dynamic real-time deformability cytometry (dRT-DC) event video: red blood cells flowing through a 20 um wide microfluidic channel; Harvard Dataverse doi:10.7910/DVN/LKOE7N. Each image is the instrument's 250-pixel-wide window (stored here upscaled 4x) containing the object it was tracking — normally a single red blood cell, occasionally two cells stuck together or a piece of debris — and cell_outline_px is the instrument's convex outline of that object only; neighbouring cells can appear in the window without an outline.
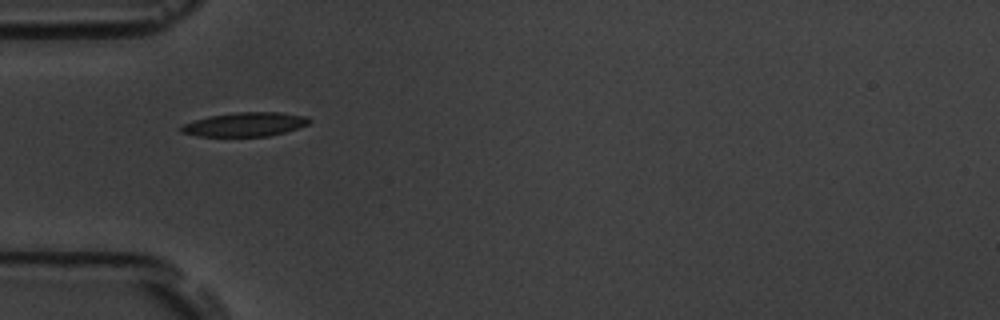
{"species": "common noctule bat (a hibernating species)", "species_latin": "Nyctalus noctula", "temperature_condition": "room temperature", "stored_images_in_passage": 3, "camera_frame_rate_fps": 3000, "um_per_image_px": 0.085, "animal": {"sex": "male", "body_mass_g": 19.5, "forearm_length_mm": 54.6}, "frame": {"image": 1, "passage_image": 1, "time_ms": 0.0, "image_size_px": [1000, 320], "cell_outline_px": [[312, 120], [308, 124], [284, 132], [268, 136], [196, 136], [180, 132], [180, 128], [184, 124], [208, 116], [236, 112], [280, 112], [308, 116]], "centroid_in_image_um": [20.84, 10.56], "position_along_channel_um": 64.2, "area_um2": 17.86}}
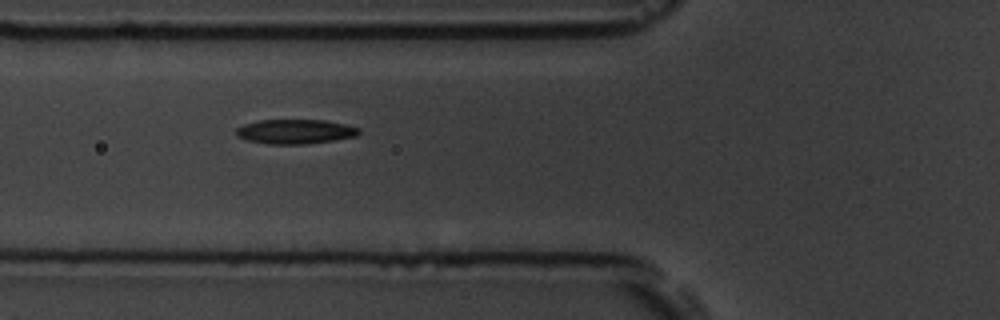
{"frame": {"image": 2, "passage_image": 2, "time_ms": 0.333, "image_size_px": [1000, 320], "cell_outline_px": [[360, 132], [356, 136], [332, 140], [304, 144], [268, 144], [248, 140], [236, 136], [236, 128], [244, 124], [260, 120], [324, 120], [344, 124], [360, 128]], "centroid_in_image_um": [25.07, 11.18], "position_along_channel_um": 100.7, "area_um2": 17.4}}
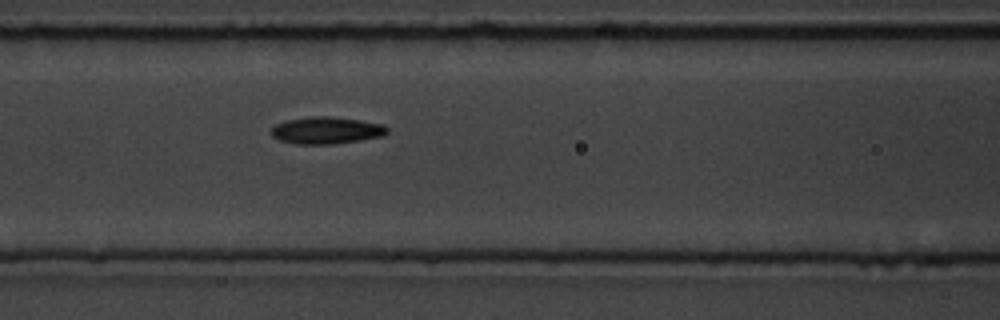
{"frame": {"image": 3, "passage_image": 3, "time_ms": 0.667, "image_size_px": [1000, 320], "cell_outline_px": [[388, 132], [384, 136], [360, 140], [332, 144], [296, 144], [280, 140], [272, 136], [272, 128], [276, 124], [288, 120], [308, 116], [328, 116], [360, 120], [384, 124], [388, 128]], "centroid_in_image_um": [27.78, 11.08], "position_along_channel_um": 138.8, "area_um2": 18.26}}